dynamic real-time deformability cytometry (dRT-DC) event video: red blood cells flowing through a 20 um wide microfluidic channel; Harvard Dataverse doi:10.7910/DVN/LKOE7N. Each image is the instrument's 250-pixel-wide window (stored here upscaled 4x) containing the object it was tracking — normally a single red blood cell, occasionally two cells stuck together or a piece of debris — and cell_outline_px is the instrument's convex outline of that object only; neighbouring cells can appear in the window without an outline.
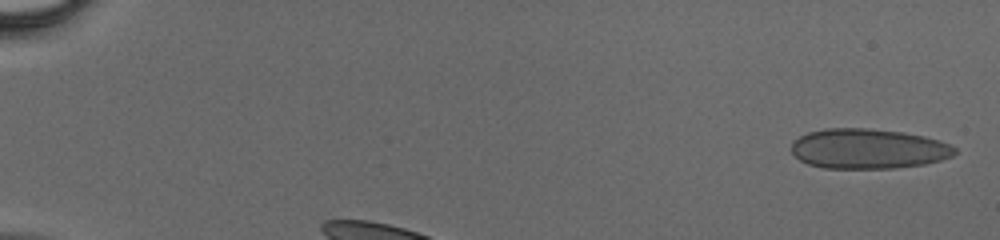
{"species": "human", "species_latin": "Homo sapiens", "temperature_condition": "cold", "stored_images_in_passage": 14, "camera_frame_rate_fps": 3000, "um_per_image_px": 0.085, "donor": {"sex": "male"}, "frame": {"image": 1, "passage_image": 2, "time_ms": 0.333, "image_size_px": [1000, 240], "cell_outline_px": [[956, 152], [952, 156], [940, 160], [924, 164], [896, 168], [824, 168], [808, 164], [800, 160], [792, 152], [792, 140], [808, 132], [824, 128], [868, 128], [904, 132], [924, 136], [940, 140], [956, 148]], "centroid_in_image_um": [73.79, 12.64], "position_along_channel_um": 11.2, "area_um2": 38.21}}
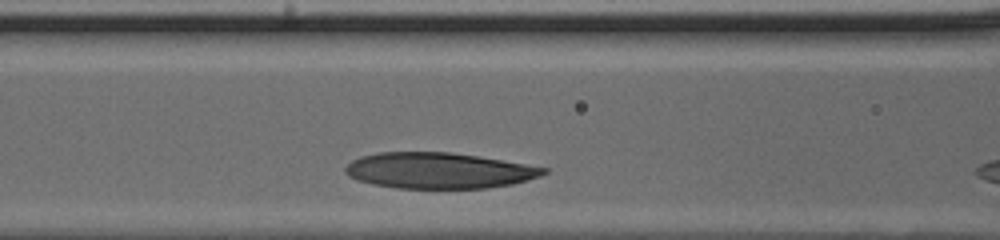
{"frame": {"image": 2, "passage_image": 10, "time_ms": 3.0, "image_size_px": [1000, 240], "cell_outline_px": [[548, 172], [540, 176], [512, 184], [484, 188], [396, 188], [372, 184], [356, 180], [348, 176], [344, 172], [344, 168], [352, 160], [360, 156], [380, 152], [448, 152], [476, 156], [548, 168]], "centroid_in_image_um": [37.24, 14.5], "position_along_channel_um": 129.4, "area_um2": 41.27}}
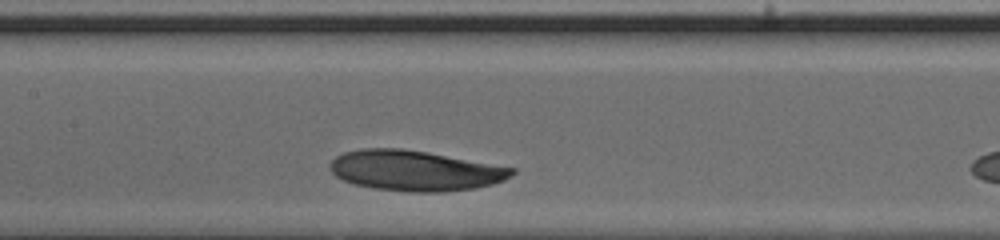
{"frame": {"image": 3, "passage_image": 13, "time_ms": 4.0, "image_size_px": [1000, 240], "cell_outline_px": [[516, 172], [512, 176], [504, 180], [492, 184], [476, 188], [444, 192], [408, 192], [372, 188], [356, 184], [344, 180], [336, 176], [332, 172], [328, 164], [336, 156], [344, 152], [360, 148], [400, 148], [428, 152], [516, 168]], "centroid_in_image_um": [35.29, 14.5], "position_along_channel_um": 172.1, "area_um2": 43.0}}